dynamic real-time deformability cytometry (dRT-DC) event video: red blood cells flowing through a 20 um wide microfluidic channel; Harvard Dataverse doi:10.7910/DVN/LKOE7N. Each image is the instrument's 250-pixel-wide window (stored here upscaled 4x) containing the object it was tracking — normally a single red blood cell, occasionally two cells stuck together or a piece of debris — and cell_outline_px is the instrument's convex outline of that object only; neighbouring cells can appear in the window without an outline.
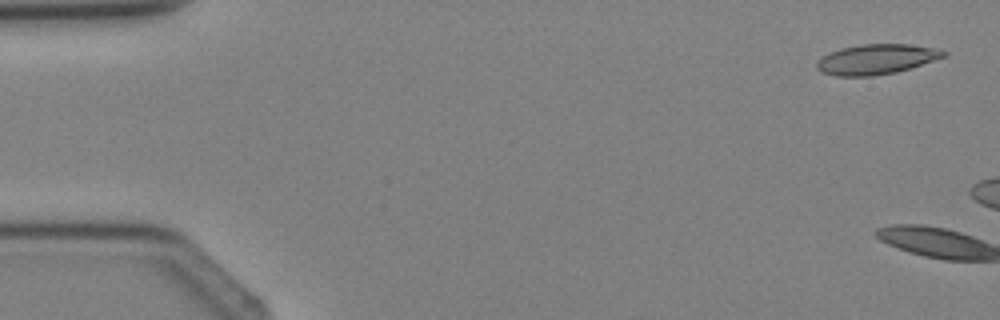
{"species": "Egyptian fruit bat (a non-hibernating species)", "species_latin": "Rousettus aegyptiacus", "temperature_condition": "cold", "stored_images_in_passage": 3, "segment_of_instrument_passage": [2, 2], "camera_frame_rate_fps": 3000, "um_per_image_px": 0.085, "animal": {"sex": "female"}, "frame": {"image": 1, "passage_image": 3, "time_ms": 2.333, "image_size_px": [1000, 320], "cell_outline_px": [[948, 56], [896, 72], [872, 76], [836, 76], [820, 72], [816, 68], [816, 60], [828, 52], [840, 48], [860, 44], [908, 44], [932, 48], [948, 52]], "centroid_in_image_um": [74.43, 5.04], "position_along_channel_um": 10.6, "area_um2": 22.37}}